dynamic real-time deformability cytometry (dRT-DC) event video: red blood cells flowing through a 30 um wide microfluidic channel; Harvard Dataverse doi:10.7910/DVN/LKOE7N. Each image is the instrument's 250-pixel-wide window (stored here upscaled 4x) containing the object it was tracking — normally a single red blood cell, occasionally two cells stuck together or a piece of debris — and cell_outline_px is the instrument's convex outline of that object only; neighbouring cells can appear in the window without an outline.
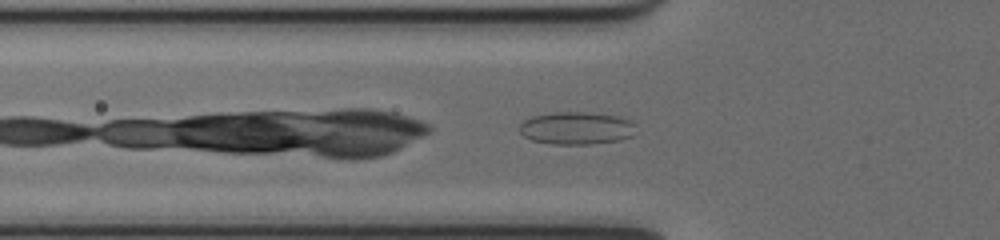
{"species": "common noctule bat (a hibernating species)", "species_latin": "Nyctalus noctula", "temperature_condition": "cold", "stored_images_in_passage": 32, "camera_frame_rate_fps": 3000, "um_per_image_px": 0.085, "animal": {"sex": "female", "body_mass_g": 17.0, "forearm_length_mm": 48.0}, "frame": {"image": 1, "passage_image": 2, "time_ms": 0.333, "image_size_px": [1000, 240], "cell_outline_px": [[636, 124], [632, 136], [620, 140], [592, 144], [552, 144], [532, 140], [524, 136], [520, 132], [520, 124], [524, 120], [532, 116], [556, 112], [584, 112], [616, 116], [632, 120]], "centroid_in_image_um": [49.01, 10.89], "position_along_channel_um": 76.8, "area_um2": 22.14}}
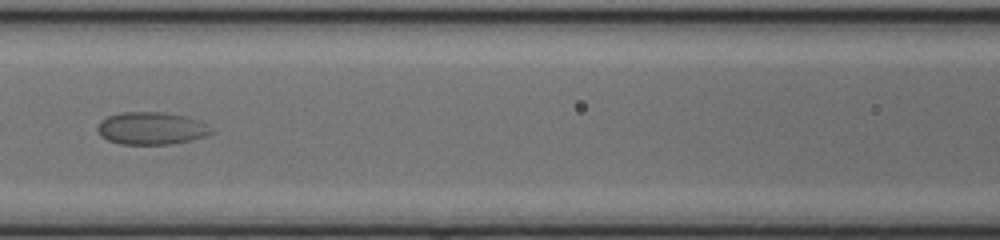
{"frame": {"image": 2, "passage_image": 8, "time_ms": 2.333, "image_size_px": [1000, 240], "cell_outline_px": [[212, 132], [204, 136], [172, 144], [120, 144], [108, 140], [100, 136], [96, 128], [96, 124], [100, 120], [108, 116], [120, 112], [164, 112], [184, 116], [196, 120], [212, 128]], "centroid_in_image_um": [12.78, 10.9], "position_along_channel_um": 153.8, "area_um2": 21.44}}
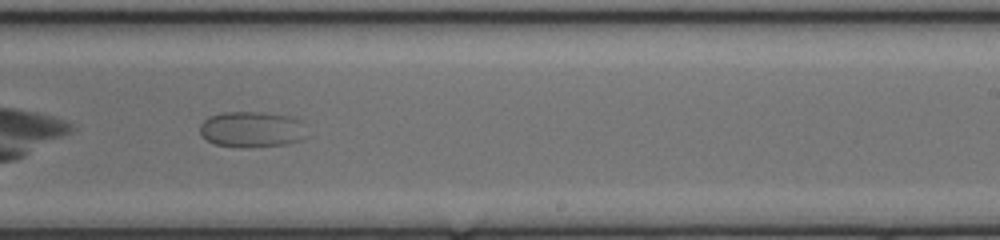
{"frame": {"image": 3, "passage_image": 17, "time_ms": 5.333, "image_size_px": [1000, 240], "cell_outline_px": [[308, 136], [300, 140], [288, 144], [244, 148], [240, 148], [216, 144], [200, 136], [200, 124], [208, 116], [220, 112], [264, 112], [292, 116], [300, 120]], "centroid_in_image_um": [21.4, 11.0], "position_along_channel_um": 267.6, "area_um2": 22.77}}